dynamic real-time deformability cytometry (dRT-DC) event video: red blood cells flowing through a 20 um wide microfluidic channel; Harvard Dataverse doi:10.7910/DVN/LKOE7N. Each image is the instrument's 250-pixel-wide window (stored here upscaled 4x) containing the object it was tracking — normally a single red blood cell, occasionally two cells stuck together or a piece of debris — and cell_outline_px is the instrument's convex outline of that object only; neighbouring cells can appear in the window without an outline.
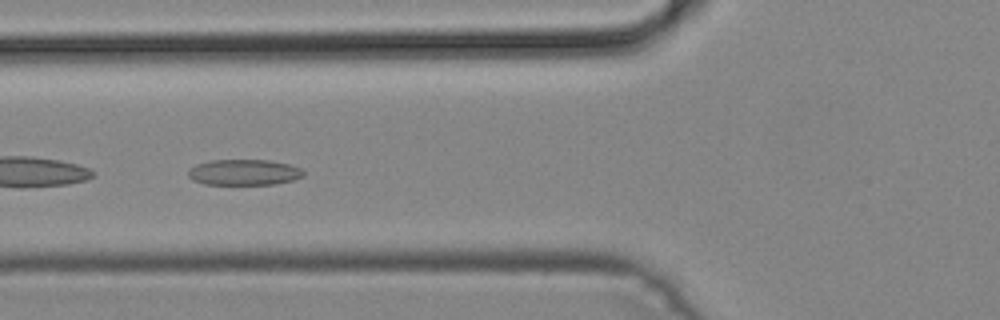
{"species": "common noctule bat (a hibernating species)", "species_latin": "Nyctalus noctula", "temperature_condition": "cold", "stored_images_in_passage": 48, "camera_frame_rate_fps": 3000, "um_per_image_px": 0.085, "animal": {"sex": "male", "body_mass_g": 19.2, "forearm_length_mm": 51.8}, "frame": {"image": 1, "passage_image": 19, "time_ms": 6.0, "image_size_px": [1000, 320], "cell_outline_px": [[304, 176], [292, 180], [276, 184], [204, 184], [192, 180], [188, 176], [188, 168], [196, 164], [212, 160], [268, 160], [288, 164], [300, 168], [304, 172]], "centroid_in_image_um": [20.71, 14.64], "position_along_channel_um": 105.1, "area_um2": 17.34}}
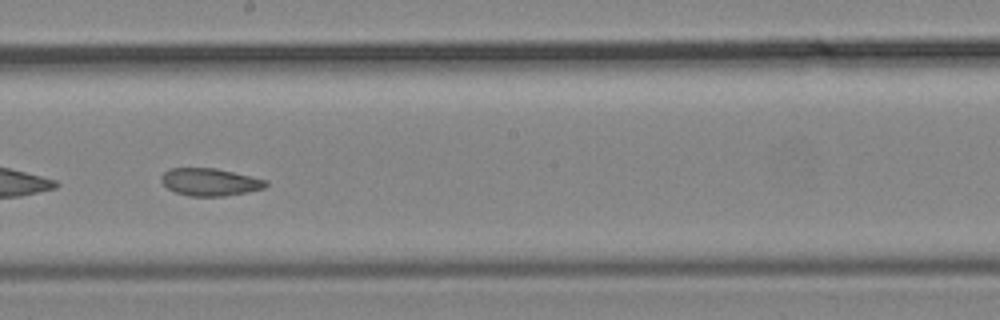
{"frame": {"image": 2, "passage_image": 28, "time_ms": 9.0, "image_size_px": [1000, 320], "cell_outline_px": [[268, 184], [264, 188], [224, 196], [188, 196], [176, 192], [168, 188], [160, 180], [160, 176], [168, 168], [216, 168], [252, 176], [268, 180]], "centroid_in_image_um": [17.83, 15.46], "position_along_channel_um": 230.4, "area_um2": 16.76}}
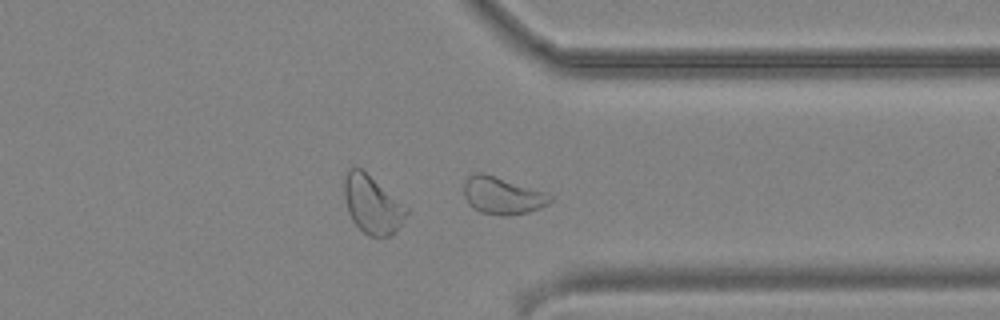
{"frame": {"image": 3, "passage_image": 38, "time_ms": 12.333, "image_size_px": [1000, 320], "cell_outline_px": [[556, 200], [540, 208], [528, 212], [504, 216], [500, 216], [480, 212], [472, 208], [468, 204], [464, 196], [464, 180], [468, 176], [476, 172], [484, 172], [556, 196]], "centroid_in_image_um": [42.71, 16.63], "position_along_channel_um": 368.7, "area_um2": 19.07}}